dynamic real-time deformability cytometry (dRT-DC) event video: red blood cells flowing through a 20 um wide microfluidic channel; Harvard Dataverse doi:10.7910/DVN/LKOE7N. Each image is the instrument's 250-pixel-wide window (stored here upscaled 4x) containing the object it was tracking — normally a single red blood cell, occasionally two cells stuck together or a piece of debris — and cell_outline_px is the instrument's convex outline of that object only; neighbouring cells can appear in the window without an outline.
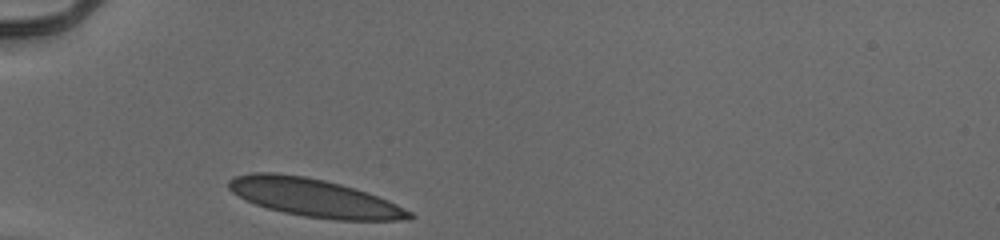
{"species": "human", "species_latin": "Homo sapiens", "temperature_condition": "cold", "stored_images_in_passage": 28, "camera_frame_rate_fps": 3000, "um_per_image_px": 0.085, "donor": {"sex": "male"}, "frame": {"image": 1, "passage_image": 1, "time_ms": 0.0, "image_size_px": [1000, 240], "cell_outline_px": [[416, 216], [412, 220], [336, 220], [304, 216], [284, 212], [268, 208], [256, 204], [232, 192], [228, 188], [228, 180], [236, 176], [252, 172], [276, 172], [304, 176], [324, 180], [340, 184], [368, 192], [388, 200], [412, 212]], "centroid_in_image_um": [26.75, 16.81], "position_along_channel_um": 58.3, "area_um2": 39.94}}
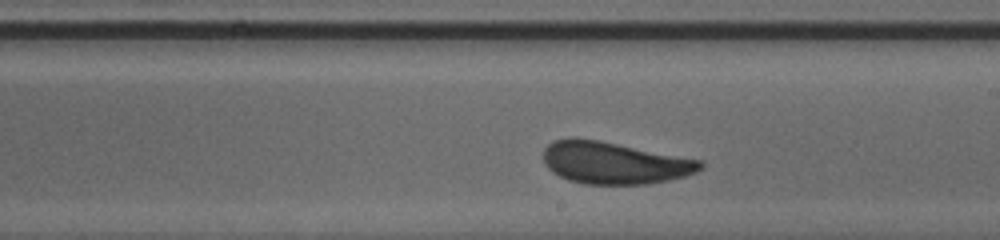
{"frame": {"image": 2, "passage_image": 16, "time_ms": 5.0, "image_size_px": [1000, 240], "cell_outline_px": [[704, 168], [696, 172], [684, 176], [668, 180], [648, 184], [584, 184], [568, 180], [552, 172], [544, 164], [544, 148], [552, 140], [600, 140], [704, 160]], "centroid_in_image_um": [52.27, 13.86], "position_along_channel_um": 236.7, "area_um2": 38.38}}
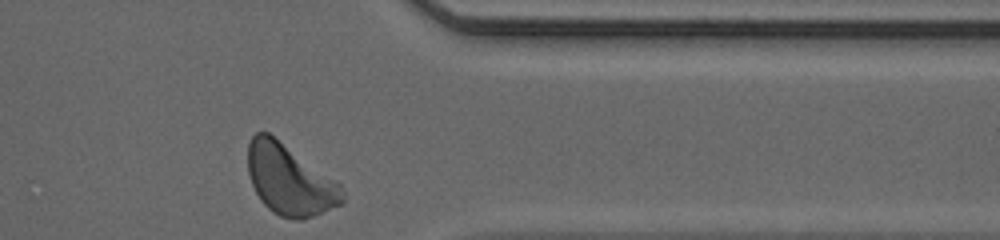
{"frame": {"image": 3, "passage_image": 28, "time_ms": 9.0, "image_size_px": [1000, 240], "cell_outline_px": [[344, 204], [312, 216], [300, 220], [296, 220], [280, 216], [272, 212], [260, 200], [252, 184], [248, 172], [248, 144], [252, 136], [256, 132], [268, 132], [340, 184], [344, 192]], "centroid_in_image_um": [24.61, 15.31], "position_along_channel_um": 386.8, "area_um2": 38.49}, "authors_computed_cell_mechanics": {"area_um2": 38.6393, "velocity_mm_per_s": 3.8814, "shape_relaxation_time_tau1_ms": 3.0041, "shape_relaxation_time_tau2_ms": null, "deformation_change_tau1": 0.1188, "deformation_change_tau2": null}}